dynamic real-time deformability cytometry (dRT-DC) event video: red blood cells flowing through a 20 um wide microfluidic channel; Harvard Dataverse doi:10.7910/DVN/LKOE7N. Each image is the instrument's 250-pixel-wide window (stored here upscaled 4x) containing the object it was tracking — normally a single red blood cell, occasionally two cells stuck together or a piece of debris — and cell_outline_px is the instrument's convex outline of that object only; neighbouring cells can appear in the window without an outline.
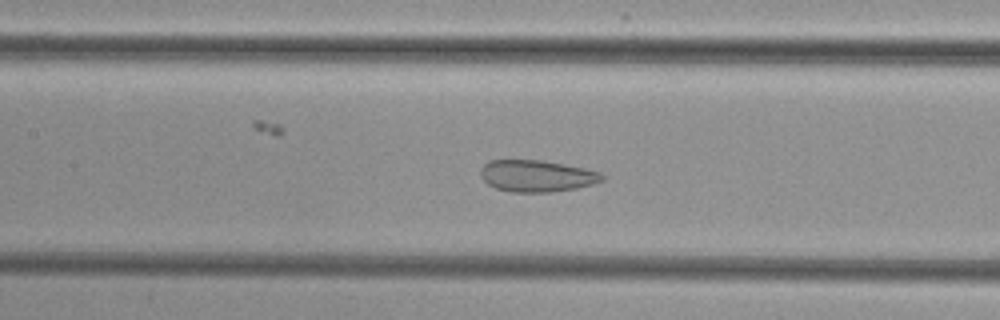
{"species": "common noctule bat (a hibernating species)", "species_latin": "Nyctalus noctula", "temperature_condition": "cold", "stored_images_in_passage": 48, "camera_frame_rate_fps": 3000, "um_per_image_px": 0.085, "animal": {"sex": "female", "body_mass_g": 29.2, "forearm_length_mm": 56.3}, "frame": {"image": 1, "passage_image": 22, "time_ms": 7.0, "image_size_px": [1000, 320], "cell_outline_px": [[604, 180], [592, 184], [576, 188], [552, 192], [512, 192], [496, 188], [488, 184], [480, 176], [480, 168], [488, 160], [544, 160], [584, 168], [600, 172], [604, 176]], "centroid_in_image_um": [45.61, 14.95], "position_along_channel_um": 161.8, "area_um2": 22.54}}
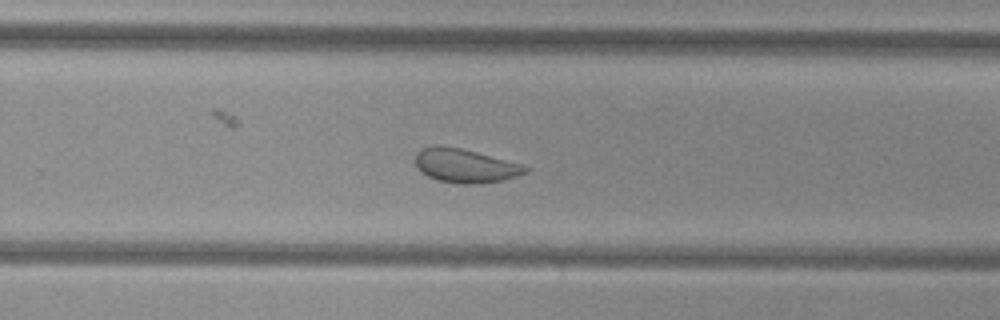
{"frame": {"image": 2, "passage_image": 32, "time_ms": 10.333, "image_size_px": [1000, 320], "cell_outline_px": [[532, 168], [528, 172], [516, 176], [500, 180], [472, 184], [460, 184], [436, 180], [420, 172], [416, 168], [416, 152], [420, 148], [436, 144], [440, 144], [460, 148], [524, 164]], "centroid_in_image_um": [39.52, 14.07], "position_along_channel_um": 290.3, "area_um2": 21.96}}
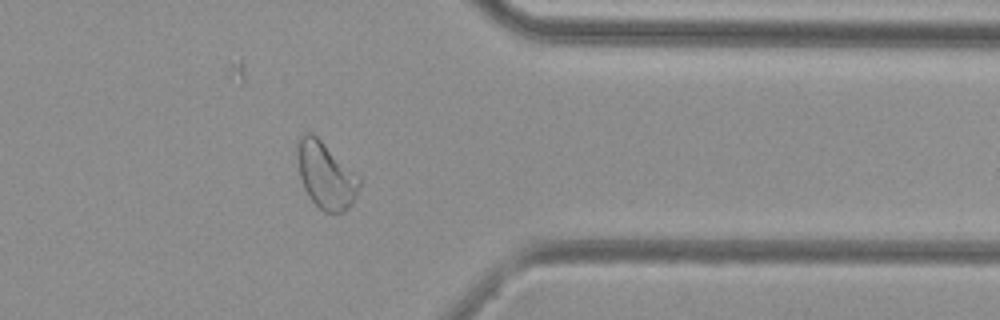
{"frame": {"image": 3, "passage_image": 40, "time_ms": 13.0, "image_size_px": [1000, 320], "cell_outline_px": [[360, 184], [356, 196], [352, 204], [344, 212], [324, 212], [308, 196], [304, 188], [300, 176], [296, 152], [296, 144], [300, 136], [304, 132], [312, 132], [360, 176]], "centroid_in_image_um": [27.68, 14.88], "position_along_channel_um": 383.7, "area_um2": 24.1}}